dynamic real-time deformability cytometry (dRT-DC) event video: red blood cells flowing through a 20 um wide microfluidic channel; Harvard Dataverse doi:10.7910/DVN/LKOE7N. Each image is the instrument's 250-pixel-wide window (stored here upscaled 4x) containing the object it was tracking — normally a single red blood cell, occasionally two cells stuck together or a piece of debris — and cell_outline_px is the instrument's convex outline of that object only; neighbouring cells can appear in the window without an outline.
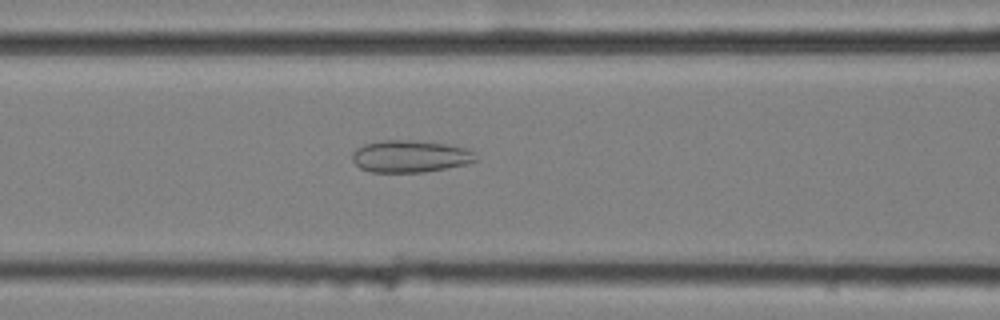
{"species": "common noctule bat (a hibernating species)", "species_latin": "Nyctalus noctula", "temperature_condition": "cold", "stored_images_in_passage": 57, "camera_frame_rate_fps": 3000, "um_per_image_px": 0.085, "animal": {"sex": "female", "body_mass_g": 25.1}, "frame": {"image": 1, "passage_image": 24, "time_ms": 7.667, "image_size_px": [1000, 320], "cell_outline_px": [[476, 160], [468, 164], [424, 172], [372, 172], [360, 168], [352, 160], [352, 152], [356, 148], [364, 144], [384, 140], [412, 140], [448, 144], [468, 148], [476, 152]], "centroid_in_image_um": [34.89, 13.28], "position_along_channel_um": 131.7, "area_um2": 23.29}}
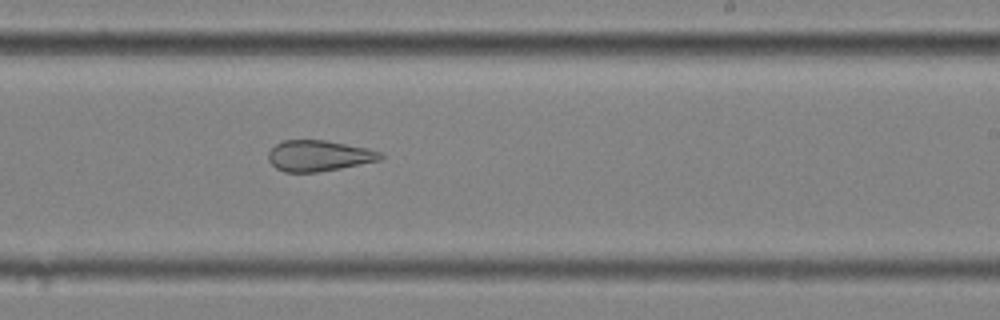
{"frame": {"image": 2, "passage_image": 35, "time_ms": 11.333, "image_size_px": [1000, 320], "cell_outline_px": [[384, 156], [380, 160], [340, 168], [316, 172], [284, 172], [276, 168], [268, 160], [268, 152], [276, 144], [284, 140], [324, 140], [368, 148], [380, 152]], "centroid_in_image_um": [27.08, 13.24], "position_along_channel_um": 261.9, "area_um2": 20.06}}
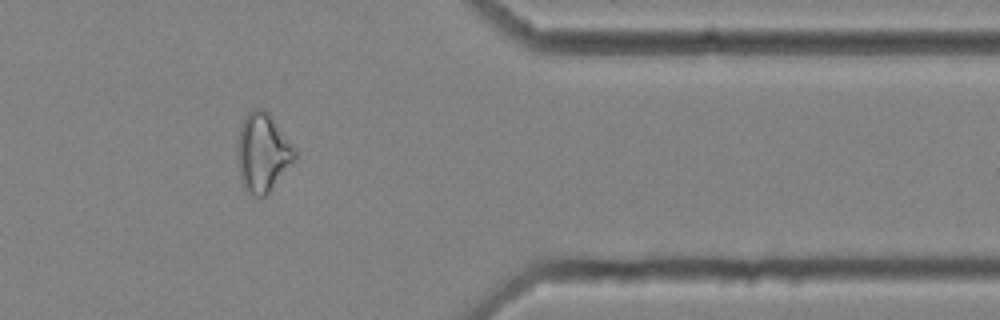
{"frame": {"image": 3, "passage_image": 47, "time_ms": 15.333, "image_size_px": [1000, 320], "cell_outline_px": [[296, 160], [268, 192], [264, 196], [256, 196], [248, 192], [244, 188], [240, 180], [236, 148], [240, 124], [244, 116], [248, 112], [256, 108], [264, 108], [272, 116], [292, 144], [296, 152]], "centroid_in_image_um": [22.31, 12.94], "position_along_channel_um": 389.1, "area_um2": 26.47}, "authors_computed_cell_mechanics": {"area_um2": 26.8192, "velocity_mm_per_s": 3.5586, "shape_relaxation_time_tau1_ms": null, "shape_relaxation_time_tau2_ms": 2.4218, "deformation_change_tau1": null, "deformation_change_tau2": 0.1026}}